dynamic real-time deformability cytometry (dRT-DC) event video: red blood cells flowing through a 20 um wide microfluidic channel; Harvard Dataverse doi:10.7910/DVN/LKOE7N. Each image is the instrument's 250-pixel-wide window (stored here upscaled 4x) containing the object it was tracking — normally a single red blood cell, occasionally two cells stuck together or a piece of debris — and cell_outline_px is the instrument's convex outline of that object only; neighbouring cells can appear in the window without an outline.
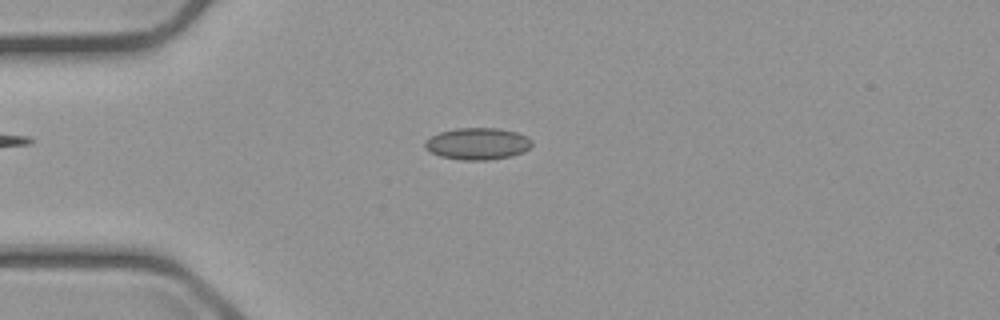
{"species": "common noctule bat (a hibernating species)", "species_latin": "Nyctalus noctula", "temperature_condition": "cold", "stored_images_in_passage": 4, "camera_frame_rate_fps": 3000, "um_per_image_px": 0.085, "animal": {"sex": "male", "body_mass_g": 23.1, "forearm_length_mm": 52.7}, "frame": {"image": 1, "passage_image": 1, "time_ms": 0.0, "image_size_px": [1000, 320], "cell_outline_px": [[532, 144], [524, 152], [512, 156], [484, 160], [464, 160], [440, 156], [424, 148], [424, 140], [440, 132], [456, 128], [496, 128], [516, 132], [532, 140]], "centroid_in_image_um": [40.57, 12.21], "position_along_channel_um": 44.4, "area_um2": 19.71}}
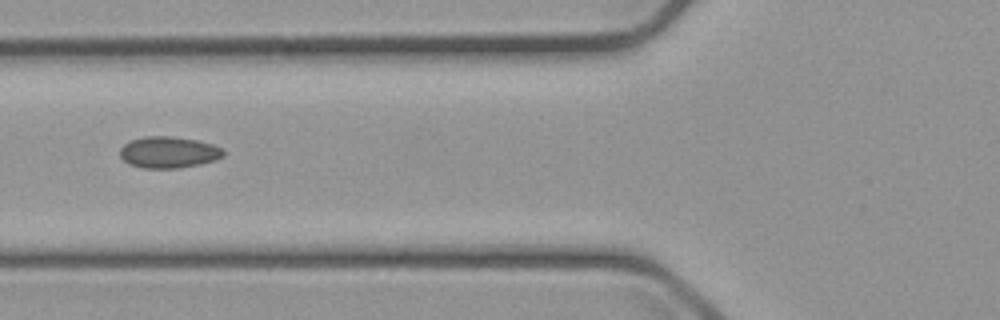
{"frame": {"image": 2, "passage_image": 3, "time_ms": 2.333, "image_size_px": [1000, 320], "cell_outline_px": [[224, 156], [216, 160], [200, 164], [180, 168], [144, 168], [128, 164], [120, 156], [120, 148], [124, 144], [132, 140], [144, 136], [172, 136], [196, 140], [212, 144], [220, 148], [224, 152]], "centroid_in_image_um": [14.32, 12.95], "position_along_channel_um": 111.5, "area_um2": 18.96}}
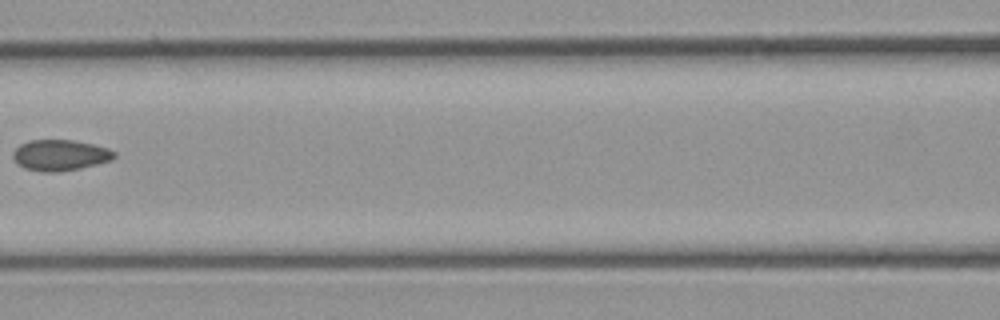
{"frame": {"image": 3, "passage_image": 4, "time_ms": 3.667, "image_size_px": [1000, 320], "cell_outline_px": [[116, 156], [112, 160], [80, 168], [56, 172], [44, 172], [24, 168], [12, 156], [12, 152], [20, 144], [28, 140], [72, 140], [92, 144], [108, 148], [116, 152]], "centroid_in_image_um": [5.12, 13.18], "position_along_channel_um": 161.5, "area_um2": 18.15}}